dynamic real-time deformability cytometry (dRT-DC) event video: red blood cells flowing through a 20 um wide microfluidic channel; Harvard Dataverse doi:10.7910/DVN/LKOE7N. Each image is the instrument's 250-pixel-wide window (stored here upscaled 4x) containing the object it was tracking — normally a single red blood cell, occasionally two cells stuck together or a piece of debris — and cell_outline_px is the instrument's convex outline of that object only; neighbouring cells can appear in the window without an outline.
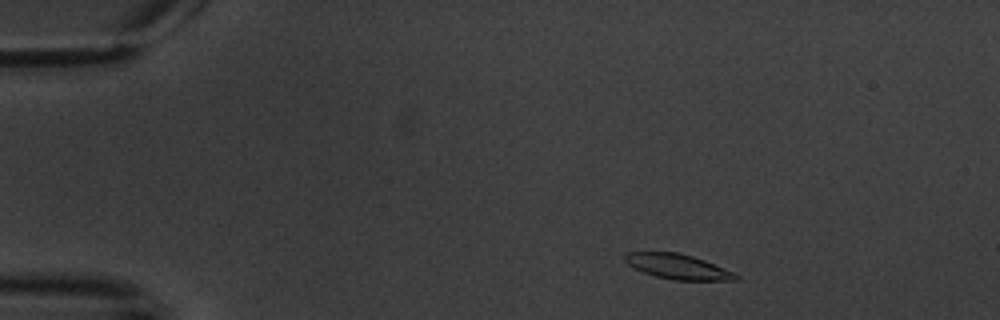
{"species": "common noctule bat (a hibernating species)", "species_latin": "Nyctalus noctula", "temperature_condition": "warm", "stored_images_in_passage": 4, "camera_frame_rate_fps": 3000, "um_per_image_px": 0.085, "animal": {"sex": "male", "body_mass_g": 20.1, "forearm_length_mm": 53.5}, "frame": {"image": 1, "passage_image": 1, "time_ms": 0.0, "image_size_px": [1000, 320], "cell_outline_px": [[740, 276], [736, 280], [672, 280], [656, 276], [644, 272], [628, 264], [624, 260], [624, 256], [628, 252], [676, 252], [692, 256], [704, 260], [736, 272]], "centroid_in_image_um": [57.65, 22.66], "position_along_channel_um": 27.3, "area_um2": 16.07}}